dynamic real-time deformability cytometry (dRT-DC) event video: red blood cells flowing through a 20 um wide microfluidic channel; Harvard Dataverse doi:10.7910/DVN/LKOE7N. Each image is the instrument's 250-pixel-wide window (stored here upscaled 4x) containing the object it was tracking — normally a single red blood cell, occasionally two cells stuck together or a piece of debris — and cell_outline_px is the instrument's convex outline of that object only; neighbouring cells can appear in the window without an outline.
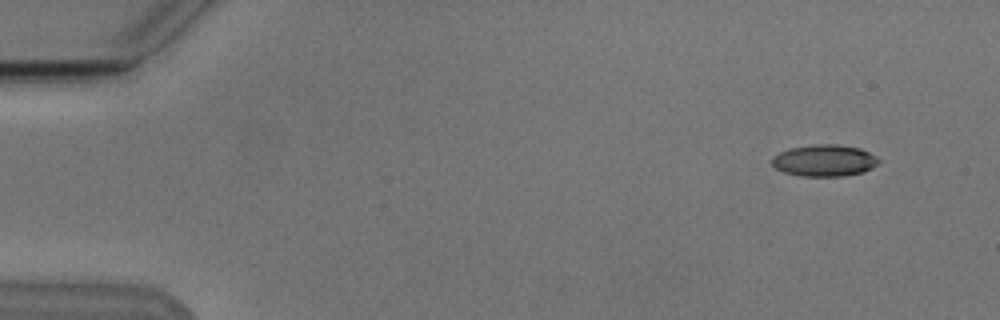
{"species": "Egyptian fruit bat (a non-hibernating species)", "species_latin": "Rousettus aegyptiacus", "temperature_condition": "cold", "stored_images_in_passage": 6, "camera_frame_rate_fps": 3000, "um_per_image_px": 0.085, "animal": {"sex": "male"}, "frame": {"image": 1, "passage_image": 1, "time_ms": 0.0, "image_size_px": [1000, 320], "cell_outline_px": [[880, 160], [872, 168], [864, 172], [844, 176], [800, 176], [784, 172], [776, 168], [772, 164], [772, 156], [788, 148], [816, 144], [836, 144], [860, 148], [876, 156]], "centroid_in_image_um": [70.06, 13.64], "position_along_channel_um": 14.9, "area_um2": 19.77}}
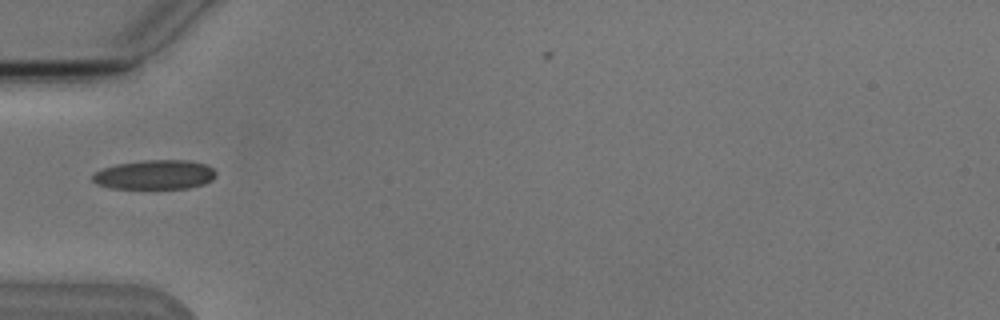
{"frame": {"image": 2, "passage_image": 5, "time_ms": 4.667, "image_size_px": [1000, 320], "cell_outline_px": [[216, 176], [212, 180], [204, 184], [188, 188], [112, 188], [96, 184], [92, 180], [92, 172], [100, 168], [116, 164], [144, 160], [188, 160], [204, 164], [212, 168], [216, 172]], "centroid_in_image_um": [13.12, 14.84], "position_along_channel_um": 71.9, "area_um2": 21.27}}